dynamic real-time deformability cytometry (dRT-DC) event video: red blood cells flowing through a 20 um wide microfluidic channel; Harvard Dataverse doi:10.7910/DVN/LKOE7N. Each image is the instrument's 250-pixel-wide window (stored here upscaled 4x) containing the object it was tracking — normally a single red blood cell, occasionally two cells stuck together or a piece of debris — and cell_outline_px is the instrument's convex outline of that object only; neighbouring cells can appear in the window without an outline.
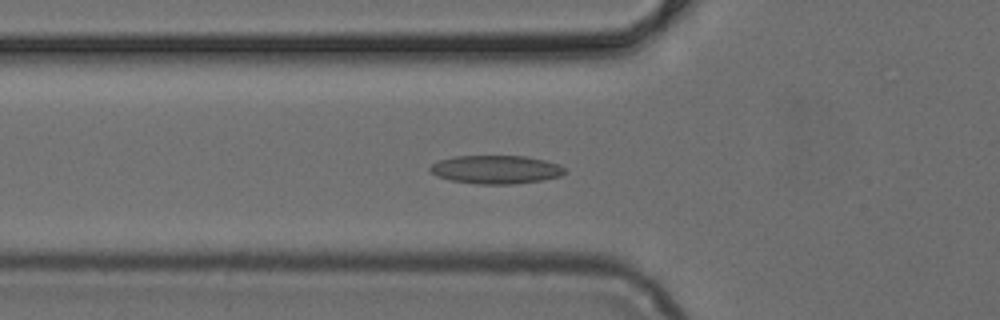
{"species": "common noctule bat (a hibernating species)", "species_latin": "Nyctalus noctula", "temperature_condition": "cold", "stored_images_in_passage": 48, "camera_frame_rate_fps": 3000, "um_per_image_px": 0.085, "animal": {"sex": "female", "body_mass_g": 24.6, "forearm_length_mm": 56.2}, "frame": {"image": 1, "passage_image": 16, "time_ms": 5.0, "image_size_px": [1000, 320], "cell_outline_px": [[568, 172], [560, 176], [544, 180], [512, 184], [476, 184], [452, 180], [436, 176], [428, 168], [432, 164], [440, 160], [452, 156], [528, 156], [544, 160], [556, 164], [564, 168]], "centroid_in_image_um": [42.16, 14.41], "position_along_channel_um": 83.6, "area_um2": 22.31}}
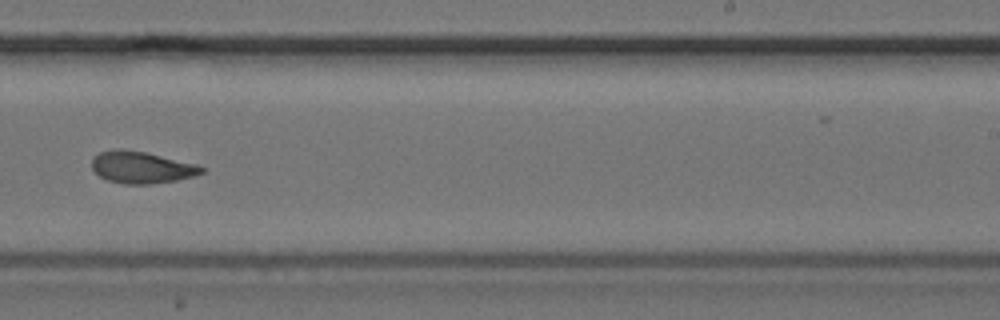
{"frame": {"image": 2, "passage_image": 30, "time_ms": 9.667, "image_size_px": [1000, 320], "cell_outline_px": [[204, 172], [196, 176], [176, 180], [152, 184], [124, 184], [108, 180], [100, 176], [92, 168], [92, 156], [100, 152], [120, 148], [144, 152], [196, 164], [204, 168]], "centroid_in_image_um": [12.02, 14.23], "position_along_channel_um": 277.0, "area_um2": 20.29}}
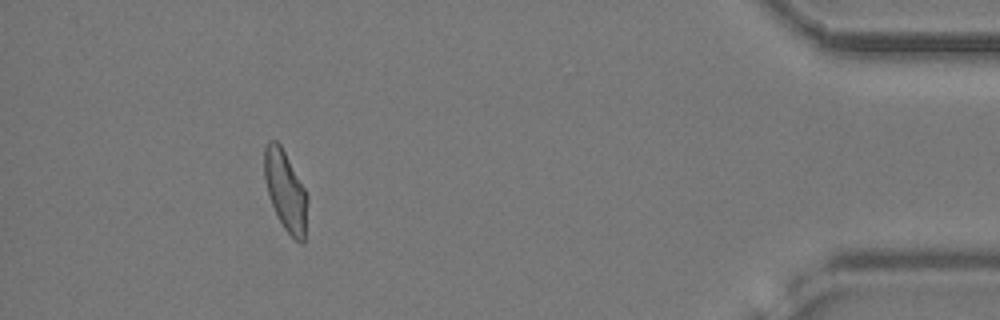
{"frame": {"image": 3, "passage_image": 44, "time_ms": 14.333, "image_size_px": [1000, 320], "cell_outline_px": [[308, 200], [304, 244], [300, 244], [284, 228], [272, 204], [268, 192], [264, 176], [264, 148], [268, 140], [276, 140], [280, 144], [304, 188], [308, 196]], "centroid_in_image_um": [24.28, 16.22], "position_along_channel_um": 410.9, "area_um2": 19.83}}